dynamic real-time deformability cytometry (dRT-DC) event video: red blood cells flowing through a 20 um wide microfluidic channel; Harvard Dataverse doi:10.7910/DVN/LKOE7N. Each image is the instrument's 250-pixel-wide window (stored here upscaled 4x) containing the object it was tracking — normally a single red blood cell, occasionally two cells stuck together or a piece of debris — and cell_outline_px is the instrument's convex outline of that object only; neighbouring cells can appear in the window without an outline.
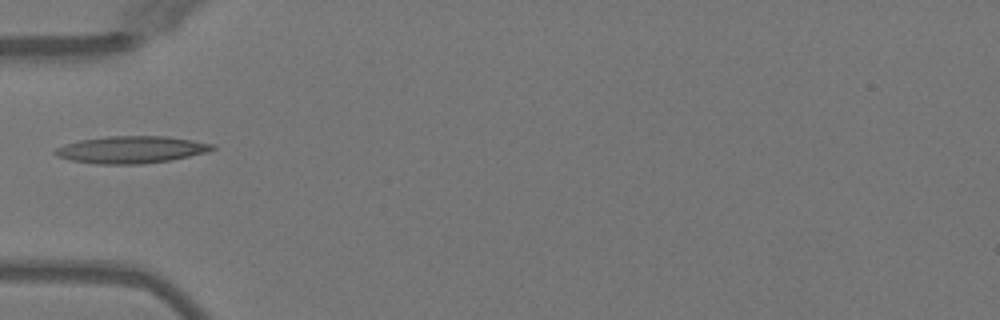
{"species": "Egyptian fruit bat (a non-hibernating species)", "species_latin": "Rousettus aegyptiacus", "temperature_condition": "warm", "stored_images_in_passage": 5, "camera_frame_rate_fps": 3000, "um_per_image_px": 0.085, "animal": {"sex": "female"}, "frame": {"image": 1, "passage_image": 4, "time_ms": 4.667, "image_size_px": [1000, 320], "cell_outline_px": [[216, 148], [208, 152], [172, 160], [140, 164], [96, 164], [72, 160], [56, 156], [52, 152], [56, 148], [64, 144], [80, 140], [108, 136], [168, 136], [216, 144]], "centroid_in_image_um": [11.18, 12.72], "position_along_channel_um": 73.8, "area_um2": 25.03}}
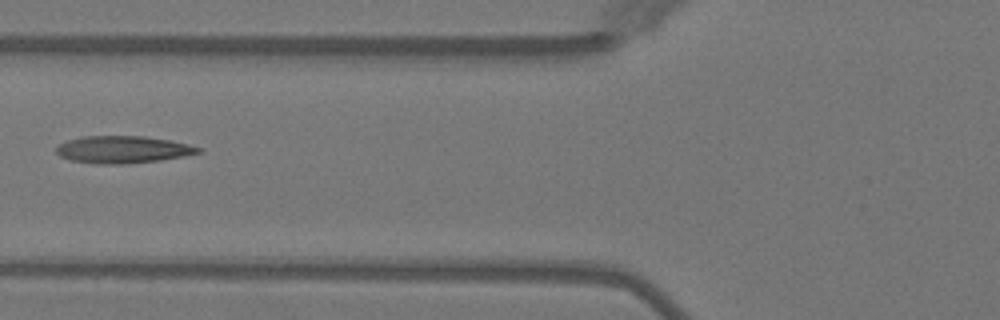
{"frame": {"image": 2, "passage_image": 5, "time_ms": 5.667, "image_size_px": [1000, 320], "cell_outline_px": [[204, 152], [184, 156], [160, 160], [124, 164], [92, 164], [72, 160], [60, 156], [56, 152], [56, 148], [60, 144], [68, 140], [80, 136], [144, 136], [168, 140], [188, 144], [200, 148]], "centroid_in_image_um": [10.44, 12.71], "position_along_channel_um": 115.4, "area_um2": 22.54}}